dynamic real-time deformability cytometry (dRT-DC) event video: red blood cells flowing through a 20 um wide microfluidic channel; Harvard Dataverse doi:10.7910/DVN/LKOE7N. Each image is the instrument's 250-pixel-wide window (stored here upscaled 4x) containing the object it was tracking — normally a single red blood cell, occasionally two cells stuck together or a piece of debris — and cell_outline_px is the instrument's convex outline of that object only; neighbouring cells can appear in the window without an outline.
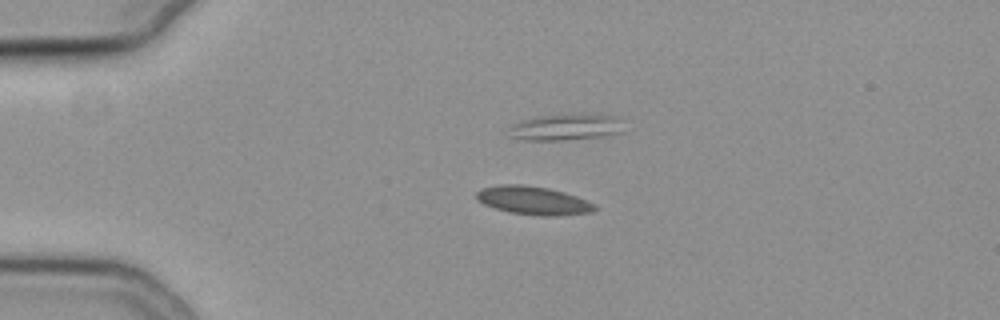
{"species": "common noctule bat (a hibernating species)", "species_latin": "Nyctalus noctula", "temperature_condition": "cold", "stored_images_in_passage": 53, "camera_frame_rate_fps": 3000, "um_per_image_px": 0.085, "animal": {"sex": "female", "body_mass_g": 19.3, "forearm_length_mm": 54.1}, "frame": {"image": 1, "passage_image": 12, "time_ms": 3.667, "image_size_px": [1000, 320], "cell_outline_px": [[596, 208], [592, 212], [556, 216], [536, 216], [508, 212], [484, 204], [476, 200], [476, 192], [480, 188], [500, 184], [524, 184], [548, 188], [564, 192], [576, 196], [596, 204]], "centroid_in_image_um": [45.3, 17.04], "position_along_channel_um": 39.7, "area_um2": 19.77}}
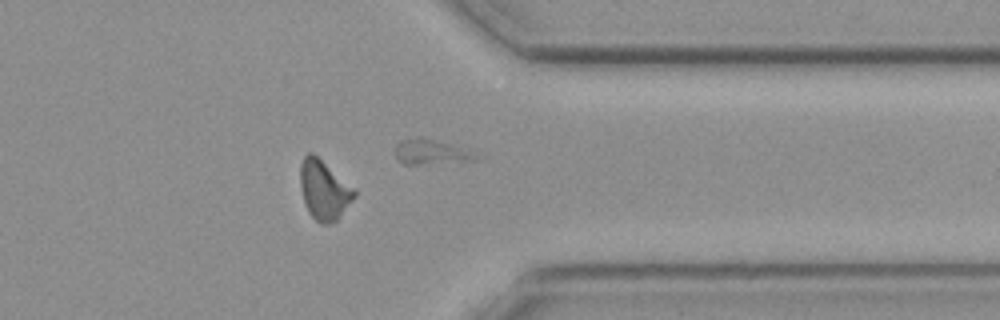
{"frame": {"image": 2, "passage_image": 43, "time_ms": 14.0, "image_size_px": [1000, 320], "cell_outline_px": [[356, 196], [340, 216], [336, 220], [328, 224], [320, 224], [308, 212], [300, 188], [300, 164], [304, 156], [308, 152], [312, 152], [356, 188]], "centroid_in_image_um": [27.55, 16.13], "position_along_channel_um": 383.9, "area_um2": 18.84}}
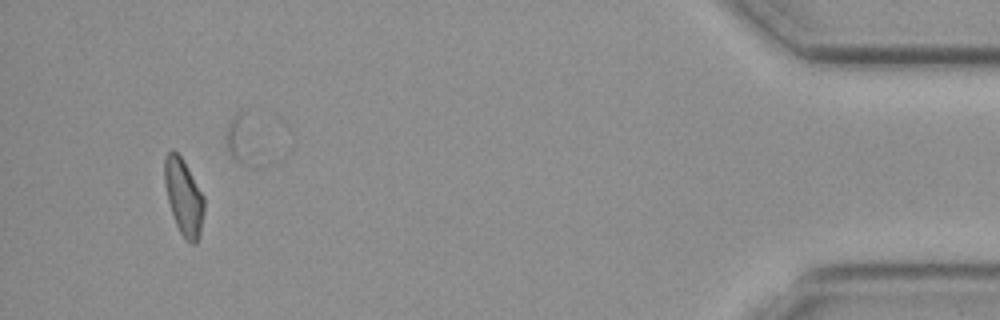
{"frame": {"image": 3, "passage_image": 51, "time_ms": 16.667, "image_size_px": [1000, 320], "cell_outline_px": [[204, 212], [200, 236], [196, 244], [192, 244], [180, 232], [176, 224], [168, 200], [164, 184], [164, 160], [168, 152], [172, 148], [184, 160], [204, 196]], "centroid_in_image_um": [15.62, 16.72], "position_along_channel_um": 419.6, "area_um2": 17.57}}